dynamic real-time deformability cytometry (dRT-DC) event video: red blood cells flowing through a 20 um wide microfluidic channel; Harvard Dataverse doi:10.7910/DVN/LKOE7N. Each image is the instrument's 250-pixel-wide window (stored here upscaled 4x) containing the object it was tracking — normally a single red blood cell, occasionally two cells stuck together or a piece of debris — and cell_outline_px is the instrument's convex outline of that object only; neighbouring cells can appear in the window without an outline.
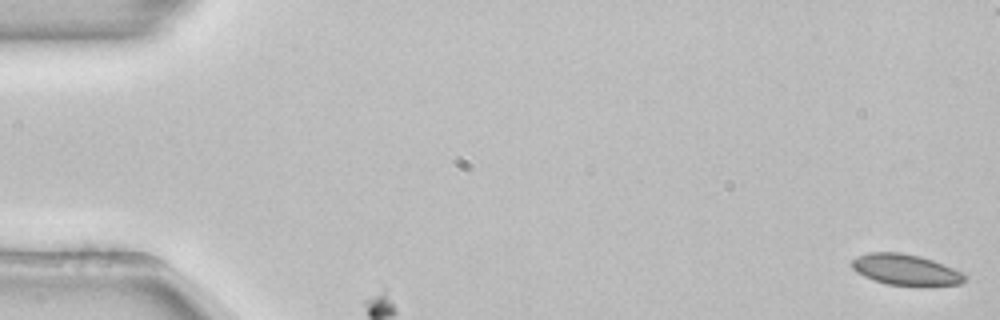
{"species": "common noctule bat (a hibernating species)", "species_latin": "Nyctalus noctula", "temperature_condition": "room temperature", "stored_images_in_passage": 3, "camera_frame_rate_fps": 3000, "um_per_image_px": 0.085, "animal": {"sex": "female", "body_mass_g": 22.7, "forearm_length_mm": 54.2}, "frame": {"image": 1, "passage_image": 1, "time_ms": 0.0, "image_size_px": [1000, 320], "cell_outline_px": [[968, 276], [960, 284], [924, 288], [920, 288], [888, 284], [872, 280], [856, 272], [852, 268], [852, 260], [856, 256], [868, 252], [900, 252], [920, 256], [944, 264]], "centroid_in_image_um": [76.99, 22.96], "position_along_channel_um": 8.0, "area_um2": 20.98}}